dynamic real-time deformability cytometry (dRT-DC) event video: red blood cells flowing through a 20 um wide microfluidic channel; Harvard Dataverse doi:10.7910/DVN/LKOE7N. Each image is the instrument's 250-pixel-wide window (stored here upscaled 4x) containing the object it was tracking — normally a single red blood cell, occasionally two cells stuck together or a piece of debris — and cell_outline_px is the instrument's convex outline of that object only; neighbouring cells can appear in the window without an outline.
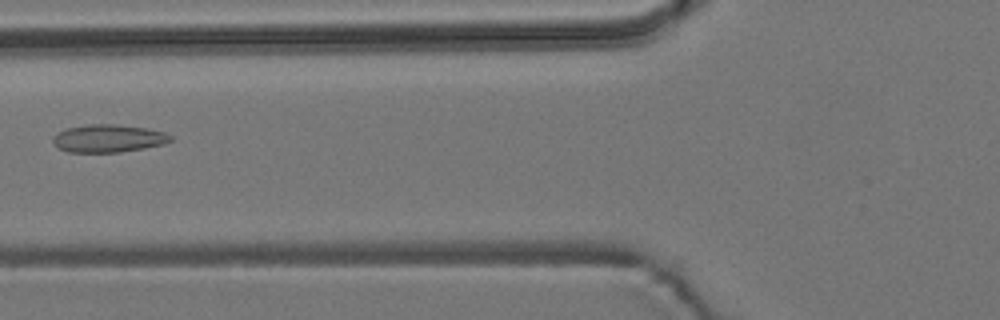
{"species": "common noctule bat (a hibernating species)", "species_latin": "Nyctalus noctula", "temperature_condition": "room temperature", "stored_images_in_passage": 6, "camera_frame_rate_fps": 3000, "um_per_image_px": 0.085, "animal": {"sex": "male", "body_mass_g": 19.2, "forearm_length_mm": 51.8}, "frame": {"image": 1, "passage_image": 5, "time_ms": 6.333, "image_size_px": [1000, 320], "cell_outline_px": [[172, 140], [164, 144], [144, 148], [120, 152], [68, 152], [56, 148], [52, 140], [52, 136], [68, 128], [88, 124], [116, 124], [148, 128], [164, 132], [172, 136]], "centroid_in_image_um": [9.2, 11.76], "position_along_channel_um": 116.6, "area_um2": 19.13}}
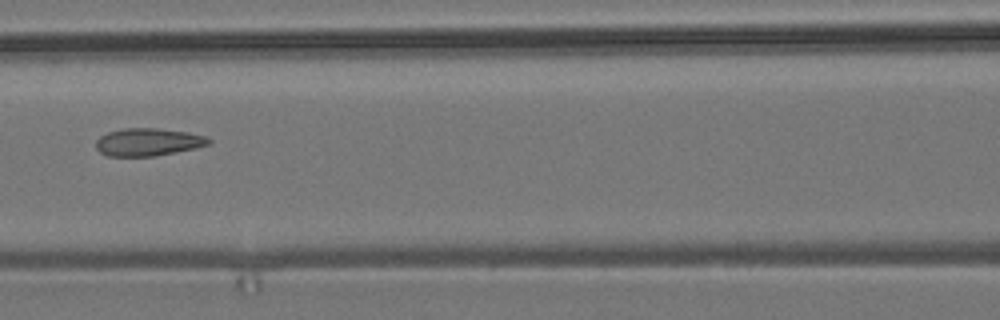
{"frame": {"image": 2, "passage_image": 6, "time_ms": 7.333, "image_size_px": [1000, 320], "cell_outline_px": [[212, 144], [196, 148], [156, 156], [108, 156], [100, 152], [96, 148], [96, 140], [100, 136], [108, 132], [124, 128], [156, 128], [188, 132], [204, 136], [212, 140]], "centroid_in_image_um": [12.6, 12.08], "position_along_channel_um": 154.0, "area_um2": 18.26}}